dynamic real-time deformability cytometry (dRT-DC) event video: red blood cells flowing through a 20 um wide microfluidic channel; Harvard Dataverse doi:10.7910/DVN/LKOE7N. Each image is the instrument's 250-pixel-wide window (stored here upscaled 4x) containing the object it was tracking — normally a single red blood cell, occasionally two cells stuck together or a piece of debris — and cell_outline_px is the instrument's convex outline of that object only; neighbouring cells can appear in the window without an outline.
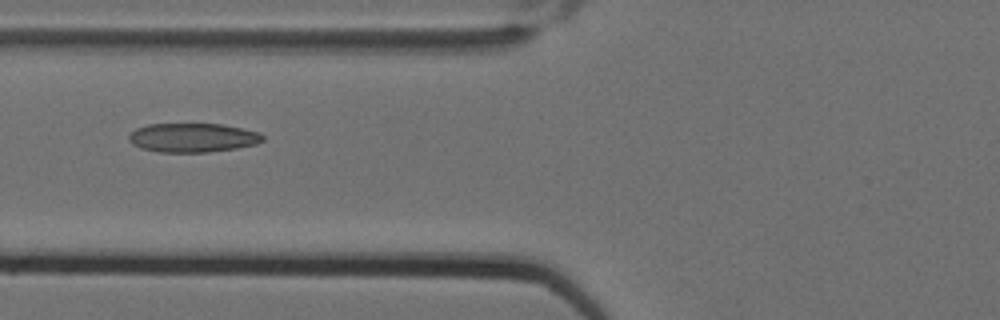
{"species": "Egyptian fruit bat (a non-hibernating species)", "species_latin": "Rousettus aegyptiacus", "temperature_condition": "cold", "stored_images_in_passage": 3, "camera_frame_rate_fps": 3000, "um_per_image_px": 0.085, "animal": {"sex": "female"}, "frame": {"image": 1, "passage_image": 3, "time_ms": 0.667, "image_size_px": [1000, 320], "cell_outline_px": [[264, 140], [256, 144], [236, 148], [208, 152], [160, 152], [140, 148], [132, 144], [128, 140], [128, 136], [136, 128], [148, 124], [220, 124], [260, 132], [264, 136]], "centroid_in_image_um": [16.37, 11.7], "position_along_channel_um": 109.4, "area_um2": 22.66}}